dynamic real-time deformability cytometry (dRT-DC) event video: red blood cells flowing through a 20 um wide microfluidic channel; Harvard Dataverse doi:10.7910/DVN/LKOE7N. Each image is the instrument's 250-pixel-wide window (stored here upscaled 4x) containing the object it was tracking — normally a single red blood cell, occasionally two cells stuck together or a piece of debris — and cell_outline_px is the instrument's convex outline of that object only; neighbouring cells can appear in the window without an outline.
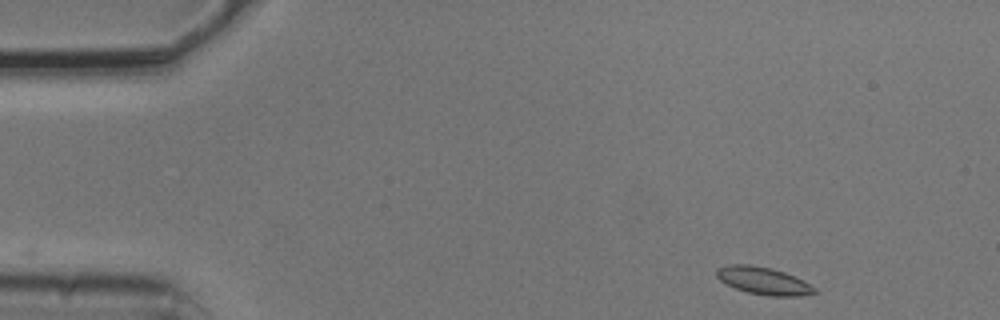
{"species": "common noctule bat (a hibernating species)", "species_latin": "Nyctalus noctula", "temperature_condition": "cold", "stored_images_in_passage": 3, "camera_frame_rate_fps": 3000, "um_per_image_px": 0.085, "animal": {"sex": "male", "body_mass_g": 20.5, "forearm_length_mm": 52.5}, "frame": {"image": 1, "passage_image": 1, "time_ms": 0.0, "image_size_px": [1000, 320], "cell_outline_px": [[820, 292], [800, 296], [768, 296], [748, 292], [736, 288], [720, 280], [716, 276], [716, 268], [732, 264], [748, 264], [772, 268], [784, 272], [804, 280], [816, 288]], "centroid_in_image_um": [64.93, 23.87], "position_along_channel_um": 20.1, "area_um2": 15.72}}
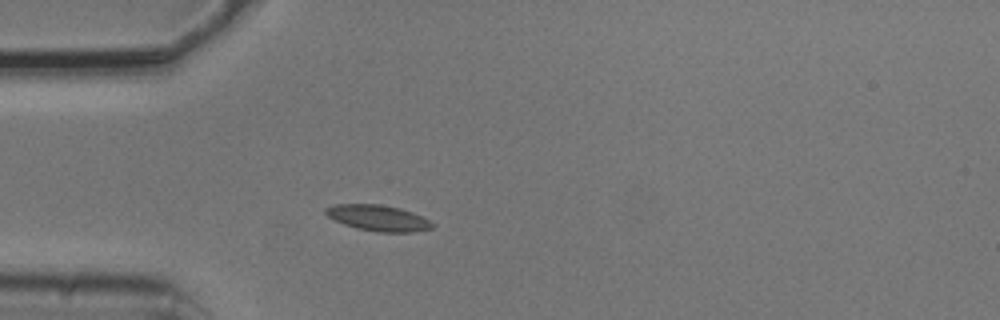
{"frame": {"image": 2, "passage_image": 3, "time_ms": 0.667, "image_size_px": [1000, 320], "cell_outline_px": [[436, 224], [432, 228], [412, 232], [376, 232], [356, 228], [344, 224], [328, 216], [324, 212], [324, 208], [332, 204], [380, 204], [400, 208], [412, 212]], "centroid_in_image_um": [32.12, 18.52], "position_along_channel_um": 52.9, "area_um2": 16.13}}